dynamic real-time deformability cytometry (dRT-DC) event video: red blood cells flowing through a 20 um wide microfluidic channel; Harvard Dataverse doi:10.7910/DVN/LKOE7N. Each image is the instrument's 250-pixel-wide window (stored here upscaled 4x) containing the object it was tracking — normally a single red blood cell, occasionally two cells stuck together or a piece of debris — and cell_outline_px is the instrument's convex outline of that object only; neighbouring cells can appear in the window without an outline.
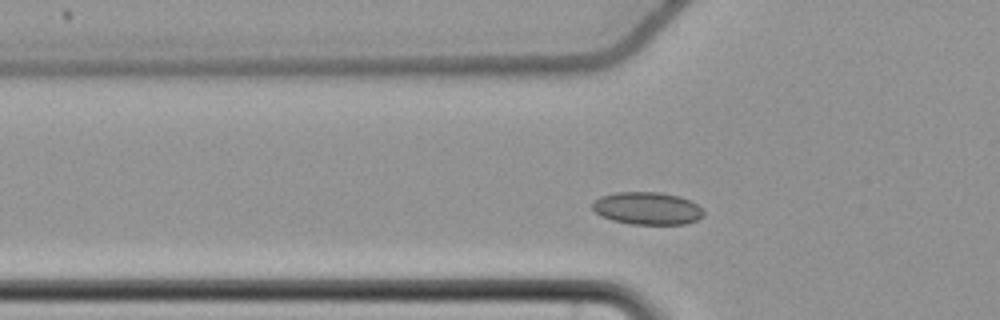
{"species": "common noctule bat (a hibernating species)", "species_latin": "Nyctalus noctula", "temperature_condition": "cold", "stored_images_in_passage": 48, "camera_frame_rate_fps": 3000, "um_per_image_px": 0.085, "animal": {"sex": "female", "body_mass_g": 22.7, "forearm_length_mm": 54.2}, "frame": {"image": 1, "passage_image": 9, "time_ms": 2.667, "image_size_px": [1000, 320], "cell_outline_px": [[704, 216], [696, 220], [684, 224], [632, 224], [612, 220], [600, 216], [592, 208], [592, 204], [600, 196], [616, 192], [660, 192], [680, 196], [692, 200], [704, 212]], "centroid_in_image_um": [55.02, 17.7], "position_along_channel_um": 70.8, "area_um2": 21.15}}
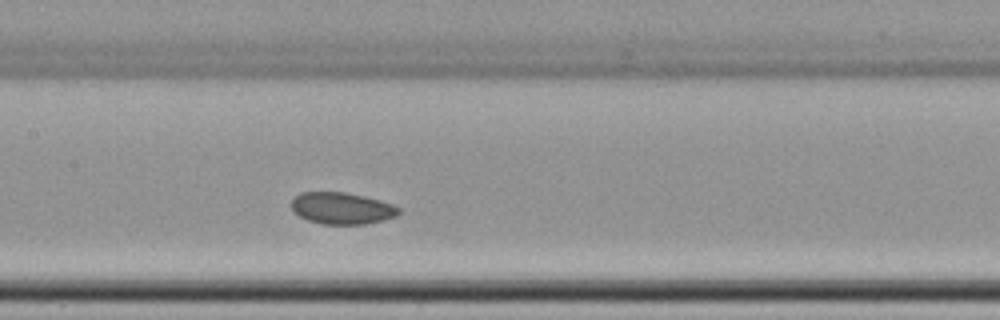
{"frame": {"image": 2, "passage_image": 18, "time_ms": 5.667, "image_size_px": [1000, 320], "cell_outline_px": [[400, 212], [396, 216], [384, 220], [364, 224], [320, 224], [308, 220], [292, 212], [292, 200], [300, 192], [344, 192], [364, 196], [380, 200], [392, 204], [400, 208]], "centroid_in_image_um": [29.05, 17.7], "position_along_channel_um": 178.3, "area_um2": 19.88}}
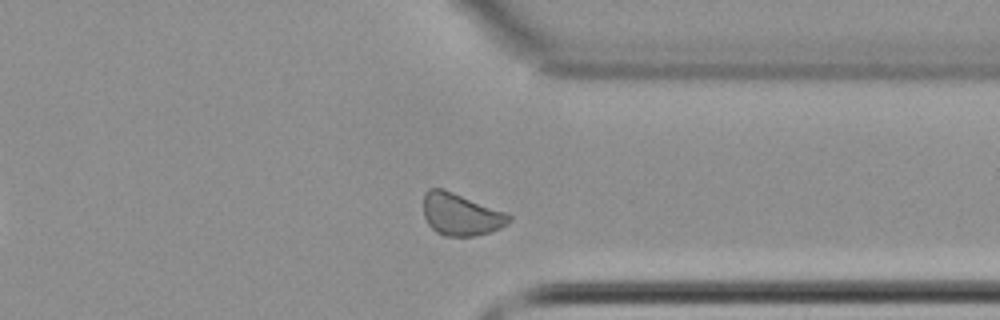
{"frame": {"image": 3, "passage_image": 34, "time_ms": 11.0, "image_size_px": [1000, 320], "cell_outline_px": [[512, 216], [508, 224], [500, 228], [488, 232], [472, 236], [444, 236], [436, 232], [428, 224], [424, 216], [424, 192], [428, 188], [444, 188], [508, 212]], "centroid_in_image_um": [39.18, 18.2], "position_along_channel_um": 372.2, "area_um2": 21.33}, "authors_computed_cell_mechanics": {"area_um2": 20.5768, "velocity_mm_per_s": 3.6414, "shape_relaxation_time_tau1_ms": null, "shape_relaxation_time_tau2_ms": 6.9962, "deformation_change_tau1": null, "deformation_change_tau2": 0.0672}}